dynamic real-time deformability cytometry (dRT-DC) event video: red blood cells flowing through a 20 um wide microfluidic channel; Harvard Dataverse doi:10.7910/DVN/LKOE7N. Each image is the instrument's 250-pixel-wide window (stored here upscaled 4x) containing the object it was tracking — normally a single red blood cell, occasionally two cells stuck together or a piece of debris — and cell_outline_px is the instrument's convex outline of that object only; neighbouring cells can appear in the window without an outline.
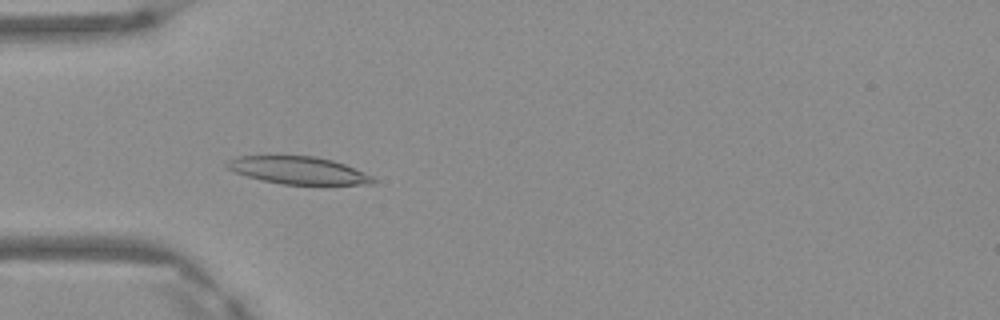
{"species": "Egyptian fruit bat (a non-hibernating species)", "species_latin": "Rousettus aegyptiacus", "temperature_condition": "warm", "stored_images_in_passage": 5, "camera_frame_rate_fps": 3000, "um_per_image_px": 0.085, "frame": {"image": 1, "passage_image": 4, "time_ms": 1.0, "image_size_px": [1000, 320], "cell_outline_px": [[376, 184], [280, 184], [232, 172], [224, 164], [228, 160], [240, 156], [316, 156], [332, 160], [344, 164], [372, 176], [376, 180]], "centroid_in_image_um": [25.34, 14.48], "position_along_channel_um": 59.7, "area_um2": 23.18}}
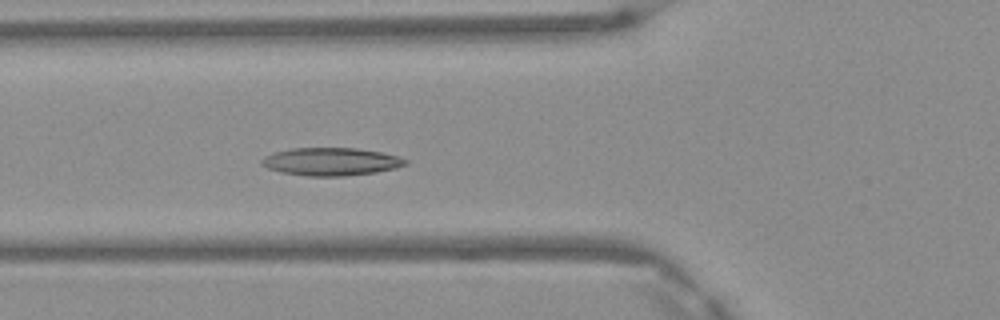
{"frame": {"image": 2, "passage_image": 5, "time_ms": 1.333, "image_size_px": [1000, 320], "cell_outline_px": [[408, 164], [396, 168], [376, 172], [344, 176], [308, 176], [280, 172], [268, 168], [260, 164], [260, 160], [264, 156], [272, 152], [292, 148], [356, 148], [380, 152], [396, 156], [408, 160]], "centroid_in_image_um": [28.1, 13.74], "position_along_channel_um": 97.7, "area_um2": 23.41}}